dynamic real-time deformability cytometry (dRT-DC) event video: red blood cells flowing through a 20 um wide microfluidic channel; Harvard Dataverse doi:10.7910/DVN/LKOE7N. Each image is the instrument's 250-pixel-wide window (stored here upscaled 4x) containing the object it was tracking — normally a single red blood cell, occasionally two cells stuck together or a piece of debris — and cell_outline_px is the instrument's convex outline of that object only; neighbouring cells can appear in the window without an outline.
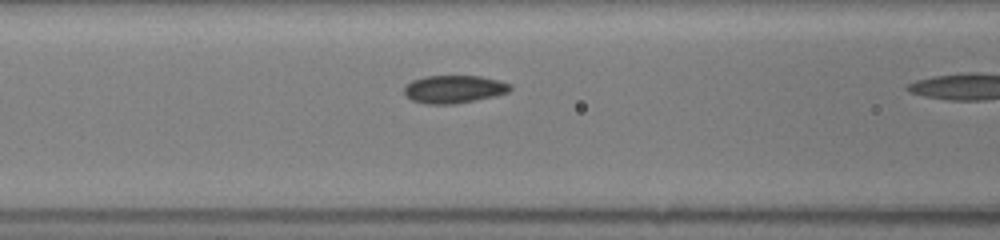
{"species": "common noctule bat (a hibernating species)", "species_latin": "Nyctalus noctula", "temperature_condition": "room temperature", "stored_images_in_passage": 10, "camera_frame_rate_fps": 3000, "um_per_image_px": 0.085, "animal": {"sex": "female", "body_mass_g": 19.5, "forearm_length_mm": 54.1}, "frame": {"image": 1, "passage_image": 9, "time_ms": 2.667, "image_size_px": [1000, 240], "cell_outline_px": [[512, 88], [508, 92], [476, 100], [456, 104], [424, 104], [412, 100], [404, 96], [404, 84], [412, 80], [424, 76], [480, 76], [500, 80], [508, 84]], "centroid_in_image_um": [38.52, 7.58], "position_along_channel_um": 128.1, "area_um2": 17.34}}